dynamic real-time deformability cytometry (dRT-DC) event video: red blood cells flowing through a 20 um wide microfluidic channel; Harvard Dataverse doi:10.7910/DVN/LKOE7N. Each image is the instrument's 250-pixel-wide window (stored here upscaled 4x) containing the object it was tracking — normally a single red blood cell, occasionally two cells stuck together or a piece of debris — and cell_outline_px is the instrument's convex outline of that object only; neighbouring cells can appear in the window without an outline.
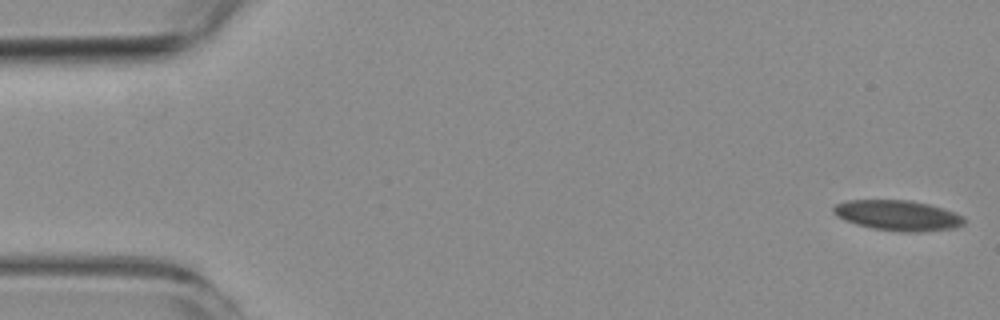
{"species": "common noctule bat (a hibernating species)", "species_latin": "Nyctalus noctula", "temperature_condition": "room temperature", "stored_images_in_passage": 7, "camera_frame_rate_fps": 3000, "um_per_image_px": 0.085, "animal": {"sex": "female", "body_mass_g": 19.3, "forearm_length_mm": 54.1}, "frame": {"image": 1, "passage_image": 1, "time_ms": 0.0, "image_size_px": [1000, 320], "cell_outline_px": [[964, 224], [956, 228], [920, 232], [900, 232], [872, 228], [856, 224], [844, 220], [836, 216], [832, 212], [832, 208], [836, 204], [848, 200], [912, 200], [928, 204], [956, 212], [964, 216]], "centroid_in_image_um": [76.32, 18.31], "position_along_channel_um": 8.7, "area_um2": 23.35}}
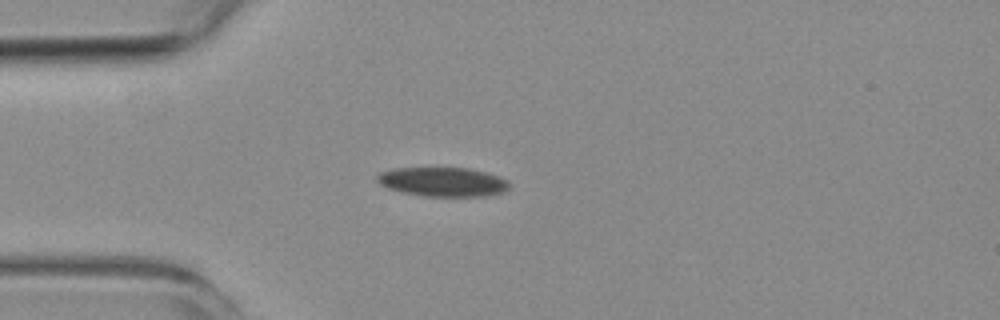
{"frame": {"image": 2, "passage_image": 5, "time_ms": 4.667, "image_size_px": [1000, 320], "cell_outline_px": [[508, 188], [504, 192], [488, 196], [424, 196], [400, 192], [388, 188], [380, 184], [376, 180], [376, 176], [380, 172], [392, 168], [468, 168], [488, 172], [500, 176], [508, 180]], "centroid_in_image_um": [37.64, 15.45], "position_along_channel_um": 47.4, "area_um2": 22.72}}
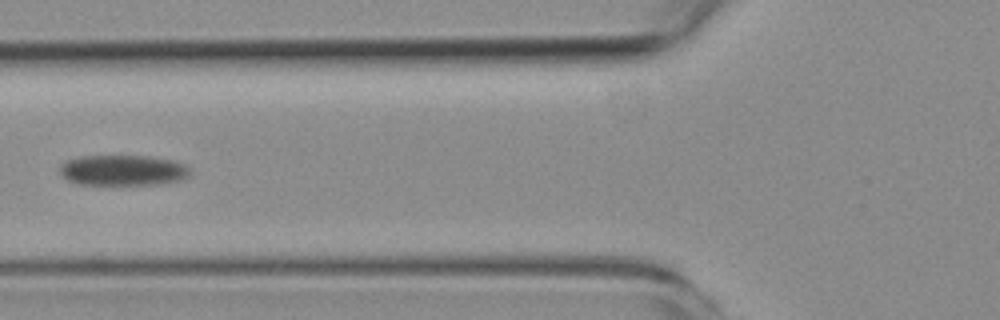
{"frame": {"image": 3, "passage_image": 7, "time_ms": 7.0, "image_size_px": [1000, 320], "cell_outline_px": [[192, 176], [184, 180], [164, 184], [76, 184], [60, 176], [60, 164], [68, 160], [80, 156], [148, 156], [176, 160], [184, 164], [192, 172]], "centroid_in_image_um": [10.51, 14.48], "position_along_channel_um": 115.3, "area_um2": 23.64}}